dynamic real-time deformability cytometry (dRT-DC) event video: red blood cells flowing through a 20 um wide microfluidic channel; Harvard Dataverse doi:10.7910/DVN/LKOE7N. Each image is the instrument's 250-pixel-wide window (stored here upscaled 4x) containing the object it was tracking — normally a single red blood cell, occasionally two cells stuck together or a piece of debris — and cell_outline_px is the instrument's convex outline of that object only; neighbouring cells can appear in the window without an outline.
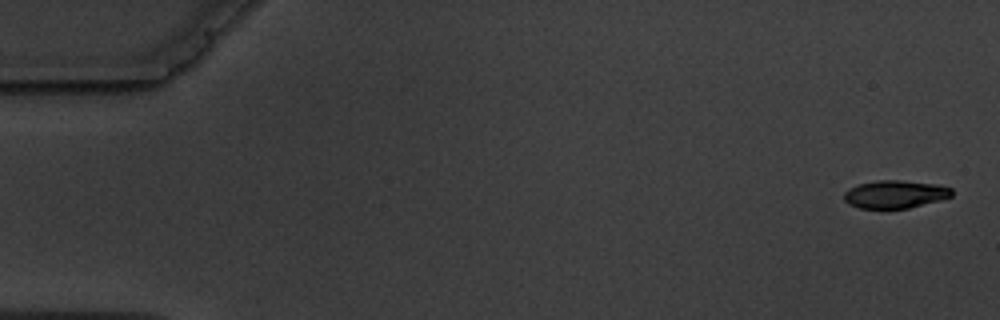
{"species": "common noctule bat (a hibernating species)", "species_latin": "Nyctalus noctula", "temperature_condition": "warm", "stored_images_in_passage": 5, "camera_frame_rate_fps": 3000, "um_per_image_px": 0.085, "animal": {"sex": "male", "body_mass_g": 19.5, "forearm_length_mm": 54.6}, "frame": {"image": 1, "passage_image": 1, "time_ms": 0.0, "image_size_px": [1000, 320], "cell_outline_px": [[952, 196], [940, 200], [908, 208], [860, 208], [848, 204], [844, 200], [844, 192], [848, 188], [860, 184], [876, 180], [900, 180], [936, 184], [952, 188]], "centroid_in_image_um": [76.07, 16.5], "position_along_channel_um": 8.9, "area_um2": 17.46}}
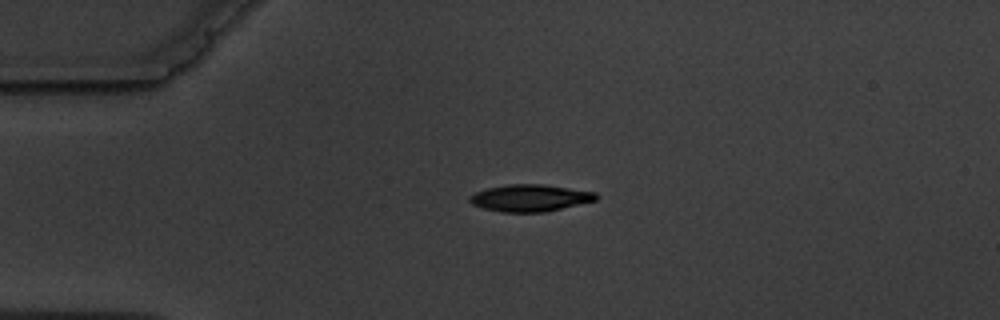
{"frame": {"image": 2, "passage_image": 4, "time_ms": 4.0, "image_size_px": [1000, 320], "cell_outline_px": [[600, 196], [596, 200], [544, 212], [500, 212], [484, 208], [472, 204], [468, 200], [468, 196], [476, 192], [488, 188], [508, 184], [544, 184], [596, 192]], "centroid_in_image_um": [45.05, 16.82], "position_along_channel_um": 39.9, "area_um2": 19.83}}